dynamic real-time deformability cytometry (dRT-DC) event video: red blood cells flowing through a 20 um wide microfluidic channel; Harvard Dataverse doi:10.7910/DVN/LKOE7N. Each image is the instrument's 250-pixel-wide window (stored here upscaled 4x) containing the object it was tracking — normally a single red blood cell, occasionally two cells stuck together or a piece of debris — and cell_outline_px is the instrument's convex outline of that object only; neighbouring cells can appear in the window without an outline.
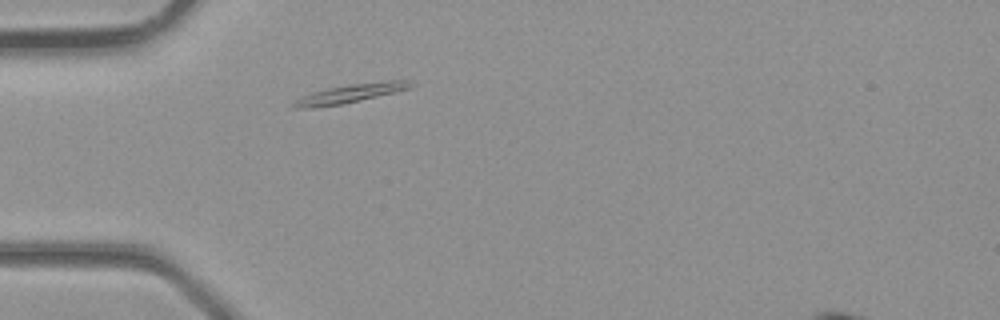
{"species": "common noctule bat (a hibernating species)", "species_latin": "Nyctalus noctula", "temperature_condition": "room temperature", "stored_images_in_passage": 1, "camera_frame_rate_fps": 3000, "um_per_image_px": 0.085, "animal": {"sex": "male", "body_mass_g": 23.1, "forearm_length_mm": 52.7}, "frame": {"image": 1, "passage_image": 1, "time_ms": 0.0, "image_size_px": [1000, 320], "cell_outline_px": [[416, 84], [408, 88], [392, 92], [340, 104], [312, 108], [296, 108], [292, 104], [304, 96], [328, 88], [352, 84], [388, 80], [408, 80]], "centroid_in_image_um": [29.82, 7.92], "position_along_channel_um": 55.2, "area_um2": 12.02}}